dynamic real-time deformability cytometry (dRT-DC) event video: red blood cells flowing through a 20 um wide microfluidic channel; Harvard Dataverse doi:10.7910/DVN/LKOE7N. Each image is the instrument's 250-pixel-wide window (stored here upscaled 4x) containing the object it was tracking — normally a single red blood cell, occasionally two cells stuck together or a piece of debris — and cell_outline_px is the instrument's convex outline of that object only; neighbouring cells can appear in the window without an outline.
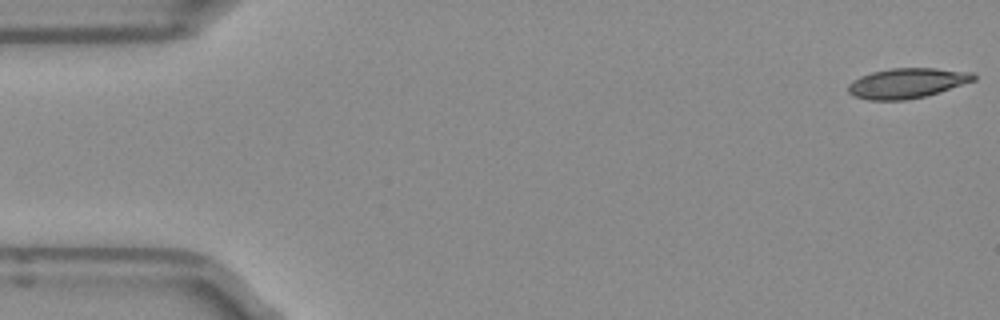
{"species": "Egyptian fruit bat (a non-hibernating species)", "species_latin": "Rousettus aegyptiacus", "temperature_condition": "room temperature", "stored_images_in_passage": 2, "camera_frame_rate_fps": 3000, "um_per_image_px": 0.085, "frame": {"image": 1, "passage_image": 2, "time_ms": 0.333, "image_size_px": [1000, 320], "cell_outline_px": [[952, 84], [944, 88], [932, 92], [916, 96], [868, 96], [888, 72], [944, 72]], "centroid_in_image_um": [77.4, 7.13], "position_along_channel_um": 7.6, "area_um2": 11.16}}